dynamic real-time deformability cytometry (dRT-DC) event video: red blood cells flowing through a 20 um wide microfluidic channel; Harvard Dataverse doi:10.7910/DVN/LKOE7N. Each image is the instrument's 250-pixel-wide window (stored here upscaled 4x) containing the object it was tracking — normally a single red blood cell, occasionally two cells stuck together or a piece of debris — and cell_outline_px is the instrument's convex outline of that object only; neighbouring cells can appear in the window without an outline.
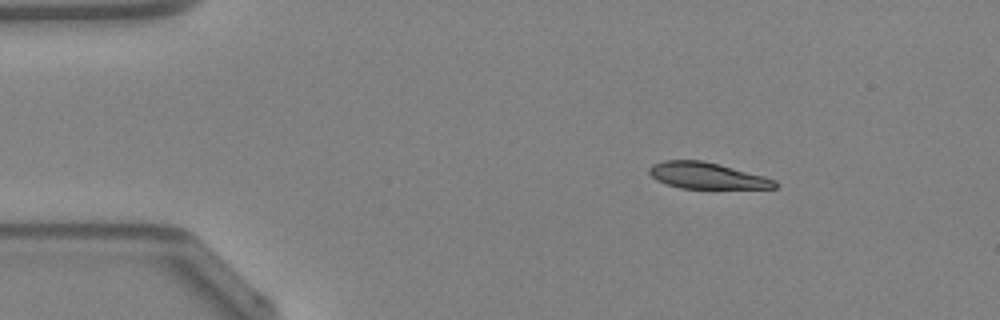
{"species": "Egyptian fruit bat (a non-hibernating species)", "species_latin": "Rousettus aegyptiacus", "temperature_condition": "warm", "stored_images_in_passage": 41, "camera_frame_rate_fps": 3000, "um_per_image_px": 0.085, "animal": {"sex": "female"}, "frame": {"image": 1, "passage_image": 1, "time_ms": 0.0, "image_size_px": [1000, 320], "cell_outline_px": [[776, 188], [680, 188], [656, 180], [648, 172], [648, 168], [652, 164], [664, 160], [700, 160], [764, 176], [776, 180]], "centroid_in_image_um": [60.03, 14.93], "position_along_channel_um": 25.0, "area_um2": 18.9}}
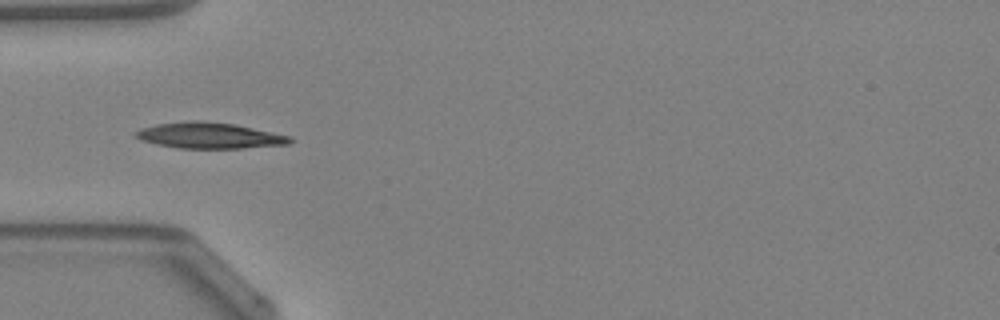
{"frame": {"image": 2, "passage_image": 9, "time_ms": 2.667, "image_size_px": [1000, 320], "cell_outline_px": [[292, 140], [288, 144], [244, 148], [180, 148], [156, 144], [140, 140], [136, 136], [136, 132], [140, 128], [156, 124], [192, 120], [200, 120], [232, 124], [292, 136]], "centroid_in_image_um": [17.78, 11.52], "position_along_channel_um": 67.2, "area_um2": 23.12}}
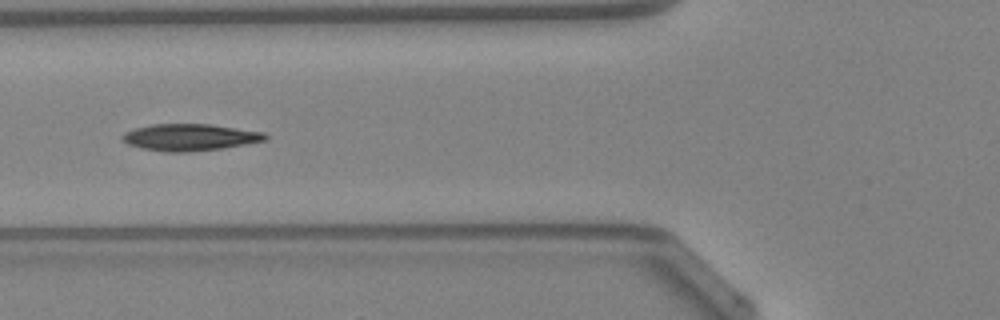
{"frame": {"image": 3, "passage_image": 12, "time_ms": 3.667, "image_size_px": [1000, 320], "cell_outline_px": [[268, 136], [264, 140], [244, 144], [220, 148], [188, 152], [164, 152], [140, 148], [128, 144], [120, 136], [124, 132], [136, 128], [152, 124], [208, 124], [264, 132]], "centroid_in_image_um": [16.08, 11.67], "position_along_channel_um": 109.7, "area_um2": 22.08}, "authors_computed_cell_mechanics": {"area_um2": 21.3282, "velocity_mm_per_s": 4.274, "shape_relaxation_time_tau1_ms": 6.0528, "shape_relaxation_time_tau2_ms": 5.3359, "deformation_change_tau1": 0.1715, "deformation_change_tau2": 0.0943}}